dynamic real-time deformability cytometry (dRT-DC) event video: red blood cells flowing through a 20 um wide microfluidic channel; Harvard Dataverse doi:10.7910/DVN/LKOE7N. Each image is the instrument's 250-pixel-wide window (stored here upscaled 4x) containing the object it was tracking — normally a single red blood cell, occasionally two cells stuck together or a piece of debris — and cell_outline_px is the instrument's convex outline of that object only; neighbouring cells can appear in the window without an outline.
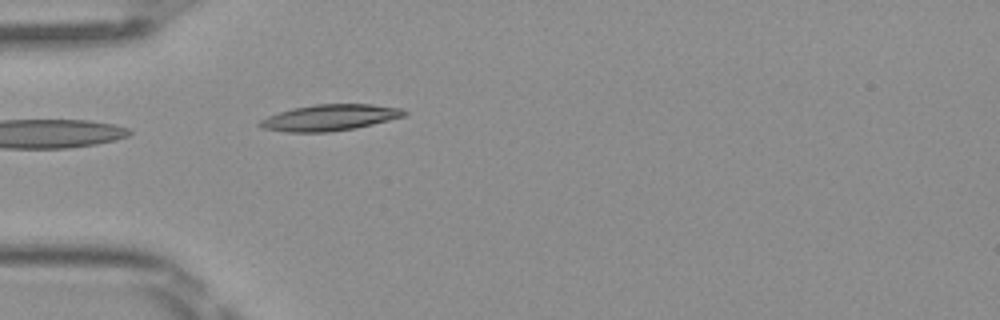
{"species": "Egyptian fruit bat (a non-hibernating species)", "species_latin": "Rousettus aegyptiacus", "temperature_condition": "room temperature", "stored_images_in_passage": 1, "camera_frame_rate_fps": 3000, "um_per_image_px": 0.085, "frame": {"image": 1, "passage_image": 1, "time_ms": 0.0, "image_size_px": [1000, 320], "cell_outline_px": [[408, 112], [404, 116], [356, 128], [328, 132], [288, 132], [260, 128], [256, 124], [260, 120], [268, 116], [292, 108], [316, 104], [372, 104], [400, 108]], "centroid_in_image_um": [27.99, 10.0], "position_along_channel_um": 57.0, "area_um2": 21.96}}